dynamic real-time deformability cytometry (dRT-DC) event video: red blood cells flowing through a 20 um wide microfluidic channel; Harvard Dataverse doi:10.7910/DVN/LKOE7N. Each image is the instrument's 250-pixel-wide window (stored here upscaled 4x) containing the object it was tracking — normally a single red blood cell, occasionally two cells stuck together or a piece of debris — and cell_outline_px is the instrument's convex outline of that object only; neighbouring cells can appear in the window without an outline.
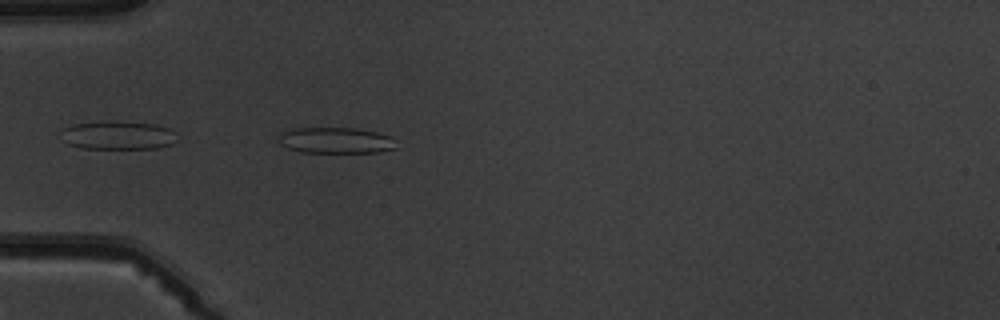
{"species": "common noctule bat (a hibernating species)", "species_latin": "Nyctalus noctula", "temperature_condition": "warm", "stored_images_in_passage": 5, "camera_frame_rate_fps": 3000, "um_per_image_px": 0.085, "animal": {"sex": "male", "body_mass_g": 19.5, "forearm_length_mm": 54.6}, "frame": {"image": 1, "passage_image": 5, "time_ms": 4.667, "image_size_px": [1000, 320], "cell_outline_px": [[396, 148], [380, 152], [300, 152], [288, 148], [280, 144], [280, 132], [292, 128], [356, 128], [376, 132], [392, 136], [396, 140]], "centroid_in_image_um": [28.57, 11.93], "position_along_channel_um": 56.4, "area_um2": 17.92}}